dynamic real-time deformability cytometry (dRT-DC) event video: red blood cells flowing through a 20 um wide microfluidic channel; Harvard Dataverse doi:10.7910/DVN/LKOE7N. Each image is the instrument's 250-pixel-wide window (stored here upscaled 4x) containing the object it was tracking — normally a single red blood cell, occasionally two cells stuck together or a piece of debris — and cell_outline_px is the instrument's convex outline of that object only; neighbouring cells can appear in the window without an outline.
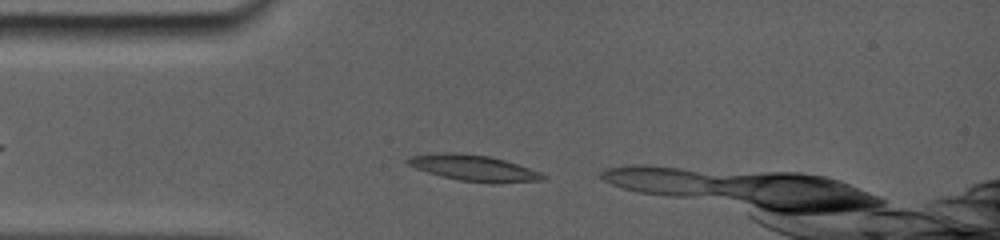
{"species": "common noctule bat (a hibernating species)", "species_latin": "Nyctalus noctula", "temperature_condition": "room temperature", "stored_images_in_passage": 5, "camera_frame_rate_fps": 5000, "um_per_image_px": 0.085, "animal": {"sex": "female", "body_mass_g": 19.0, "forearm_length_mm": 56.7}, "frame": {"image": 1, "passage_image": 2, "time_ms": 0.6, "image_size_px": [1000, 240], "cell_outline_px": [[548, 176], [544, 180], [500, 184], [488, 184], [460, 180], [440, 176], [416, 168], [408, 164], [404, 160], [412, 156], [488, 156], [504, 160], [540, 172]], "centroid_in_image_um": [40.45, 14.38], "position_along_channel_um": 44.6, "area_um2": 19.31}}
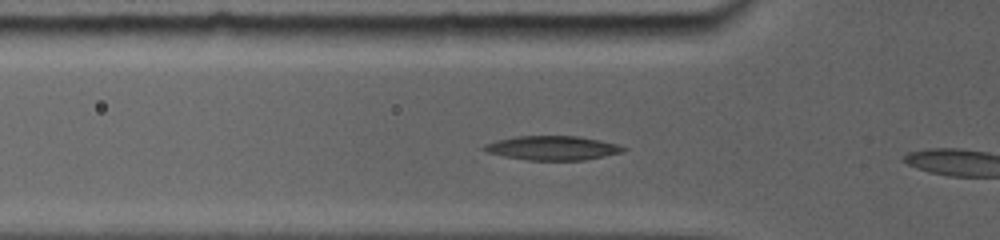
{"frame": {"image": 2, "passage_image": 4, "time_ms": 1.8, "image_size_px": [1000, 240], "cell_outline_px": [[624, 148], [620, 152], [604, 156], [584, 160], [528, 160], [504, 156], [488, 152], [484, 148], [488, 144], [500, 140], [520, 136], [576, 136], [616, 144]], "centroid_in_image_um": [46.97, 12.59], "position_along_channel_um": 78.8, "area_um2": 18.84}}